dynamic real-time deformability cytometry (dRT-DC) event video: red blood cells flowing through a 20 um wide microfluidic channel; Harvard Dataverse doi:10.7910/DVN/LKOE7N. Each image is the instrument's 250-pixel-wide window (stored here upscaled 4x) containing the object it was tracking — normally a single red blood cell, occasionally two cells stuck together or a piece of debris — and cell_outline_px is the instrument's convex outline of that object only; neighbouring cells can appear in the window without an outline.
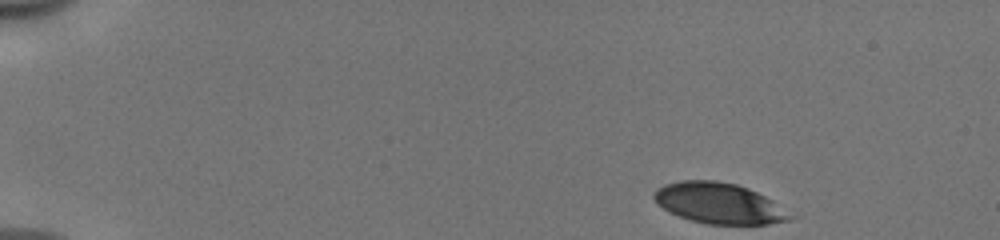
{"species": "human", "species_latin": "Homo sapiens", "temperature_condition": "cold", "stored_images_in_passage": 33, "camera_frame_rate_fps": 3000, "um_per_image_px": 0.085, "donor": {"sex": "male"}, "frame": {"image": 1, "passage_image": 1, "time_ms": 0.0, "image_size_px": [1000, 240], "cell_outline_px": [[800, 216], [792, 220], [768, 224], [708, 224], [692, 220], [680, 216], [664, 208], [652, 196], [656, 188], [664, 184], [680, 180], [716, 180], [736, 184], [748, 188], [772, 200]], "centroid_in_image_um": [61.21, 17.28], "position_along_channel_um": 23.8, "area_um2": 32.48}}
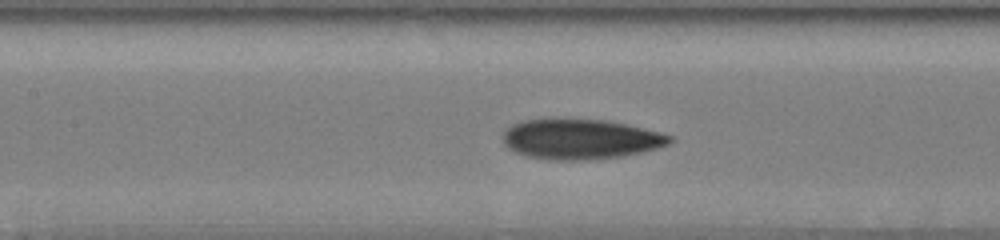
{"frame": {"image": 2, "passage_image": 19, "time_ms": 6.0, "image_size_px": [1000, 240], "cell_outline_px": [[676, 140], [668, 144], [644, 152], [596, 160], [548, 160], [524, 156], [508, 148], [504, 144], [500, 136], [512, 124], [520, 120], [552, 116], [608, 120], [628, 124], [660, 132], [672, 136]], "centroid_in_image_um": [49.29, 11.79], "position_along_channel_um": 158.1, "area_um2": 40.52}}
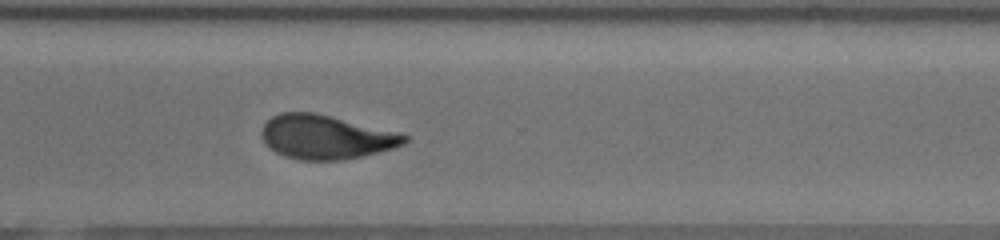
{"frame": {"image": 3, "passage_image": 33, "time_ms": 10.667, "image_size_px": [1000, 240], "cell_outline_px": [[408, 140], [404, 144], [396, 148], [344, 160], [300, 160], [284, 156], [276, 152], [264, 144], [260, 132], [264, 124], [272, 116], [280, 112], [312, 112], [332, 116], [408, 136]], "centroid_in_image_um": [27.64, 11.66], "position_along_channel_um": 343.0, "area_um2": 36.47}}